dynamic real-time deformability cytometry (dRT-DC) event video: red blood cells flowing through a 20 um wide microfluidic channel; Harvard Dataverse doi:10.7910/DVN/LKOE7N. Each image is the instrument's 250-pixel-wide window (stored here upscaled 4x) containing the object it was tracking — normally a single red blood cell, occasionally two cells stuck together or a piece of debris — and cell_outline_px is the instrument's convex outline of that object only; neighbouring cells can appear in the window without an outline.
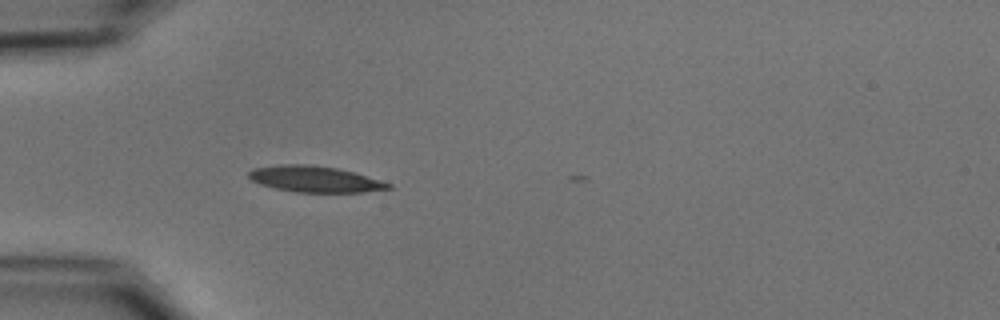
{"species": "common noctule bat (a hibernating species)", "species_latin": "Nyctalus noctula", "temperature_condition": "cold", "stored_images_in_passage": 2, "camera_frame_rate_fps": 3000, "um_per_image_px": 0.085, "animal": {"sex": "male", "body_mass_g": 15.6}, "frame": {"image": 1, "passage_image": 1, "time_ms": 0.0, "image_size_px": [1000, 320], "cell_outline_px": [[392, 188], [364, 192], [296, 192], [276, 188], [260, 184], [252, 180], [248, 176], [248, 172], [252, 168], [280, 164], [308, 164], [336, 168], [352, 172], [392, 184]], "centroid_in_image_um": [26.72, 15.22], "position_along_channel_um": 58.3, "area_um2": 21.04}}